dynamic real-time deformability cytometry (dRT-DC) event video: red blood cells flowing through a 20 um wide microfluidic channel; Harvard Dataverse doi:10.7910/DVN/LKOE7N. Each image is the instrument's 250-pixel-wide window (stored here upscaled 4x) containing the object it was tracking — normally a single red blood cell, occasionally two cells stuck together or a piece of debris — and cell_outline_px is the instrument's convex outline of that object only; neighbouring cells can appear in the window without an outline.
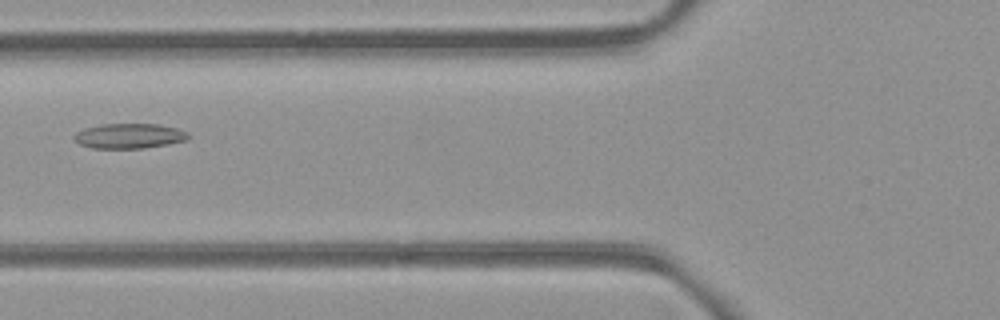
{"species": "common noctule bat (a hibernating species)", "species_latin": "Nyctalus noctula", "temperature_condition": "room temperature", "stored_images_in_passage": 8, "camera_frame_rate_fps": 3000, "um_per_image_px": 0.085, "animal": {"sex": "female", "body_mass_g": 21.9}, "frame": {"image": 1, "passage_image": 6, "time_ms": 6.667, "image_size_px": [1000, 320], "cell_outline_px": [[188, 140], [168, 144], [144, 148], [92, 148], [80, 144], [72, 140], [72, 136], [76, 132], [84, 128], [100, 124], [160, 124], [176, 128], [188, 132]], "centroid_in_image_um": [10.95, 11.55], "position_along_channel_um": 114.9, "area_um2": 16.76}}
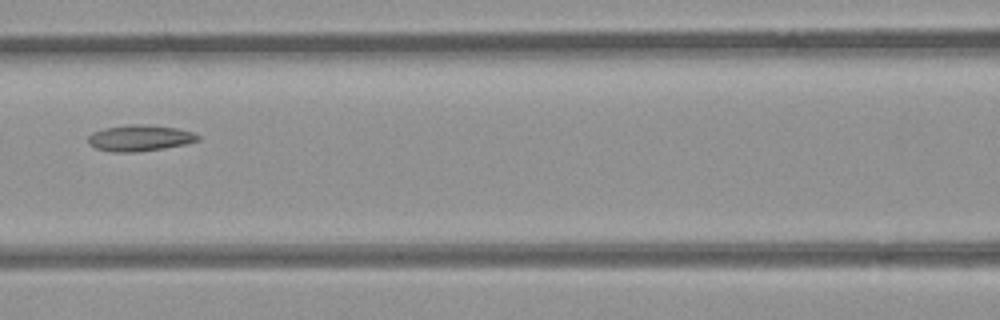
{"frame": {"image": 2, "passage_image": 7, "time_ms": 7.667, "image_size_px": [1000, 320], "cell_outline_px": [[200, 140], [184, 144], [164, 148], [136, 152], [112, 152], [96, 148], [88, 144], [88, 136], [92, 132], [104, 128], [128, 124], [144, 124], [176, 128], [192, 132], [200, 136]], "centroid_in_image_um": [11.85, 11.73], "position_along_channel_um": 154.7, "area_um2": 16.76}}
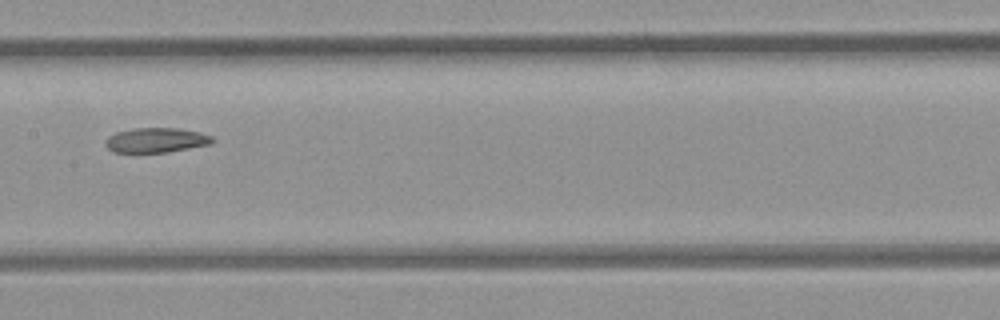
{"frame": {"image": 3, "passage_image": 8, "time_ms": 8.667, "image_size_px": [1000, 320], "cell_outline_px": [[216, 140], [212, 144], [168, 152], [112, 152], [104, 144], [104, 140], [108, 136], [116, 132], [136, 128], [180, 128], [200, 132], [212, 136]], "centroid_in_image_um": [13.29, 11.91], "position_along_channel_um": 194.1, "area_um2": 15.61}}